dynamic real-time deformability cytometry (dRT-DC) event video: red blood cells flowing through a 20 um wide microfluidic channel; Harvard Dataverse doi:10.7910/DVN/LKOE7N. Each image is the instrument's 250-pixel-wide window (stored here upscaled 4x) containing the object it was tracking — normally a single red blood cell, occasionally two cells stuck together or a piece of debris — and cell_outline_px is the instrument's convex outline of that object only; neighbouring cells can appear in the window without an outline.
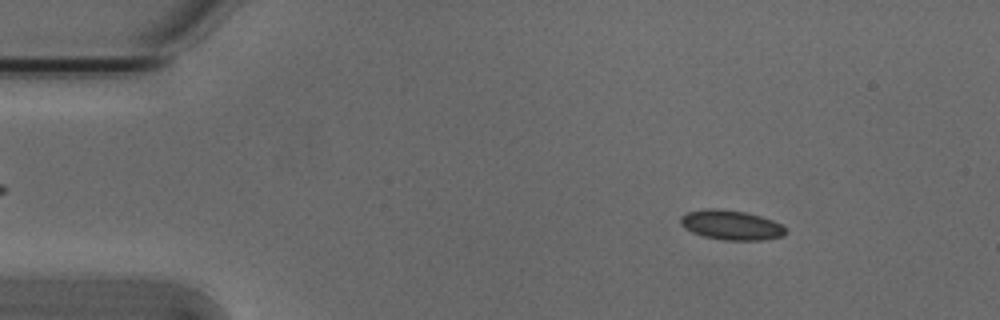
{"species": "Egyptian fruit bat (a non-hibernating species)", "species_latin": "Rousettus aegyptiacus", "temperature_condition": "cold", "stored_images_in_passage": 45, "camera_frame_rate_fps": 3000, "um_per_image_px": 0.085, "animal": {"sex": "male"}, "frame": {"image": 1, "passage_image": 5, "time_ms": 1.333, "image_size_px": [1000, 320], "cell_outline_px": [[784, 236], [760, 240], [724, 240], [704, 236], [692, 232], [684, 228], [680, 224], [680, 216], [688, 212], [708, 208], [716, 208], [744, 212], [760, 216], [772, 220], [780, 224], [784, 228]], "centroid_in_image_um": [62.1, 19.12], "position_along_channel_um": 22.9, "area_um2": 17.98}}
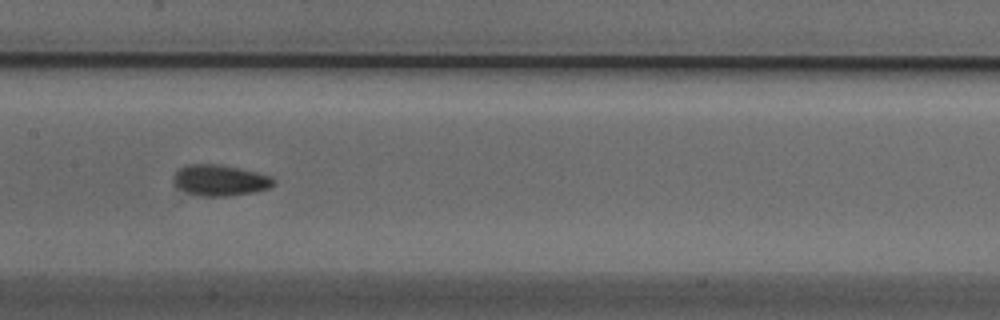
{"frame": {"image": 2, "passage_image": 24, "time_ms": 7.667, "image_size_px": [1000, 320], "cell_outline_px": [[276, 184], [268, 188], [256, 192], [228, 196], [196, 196], [172, 184], [172, 176], [184, 164], [220, 164], [240, 168], [272, 176], [276, 180]], "centroid_in_image_um": [18.7, 15.32], "position_along_channel_um": 188.7, "area_um2": 18.44}}
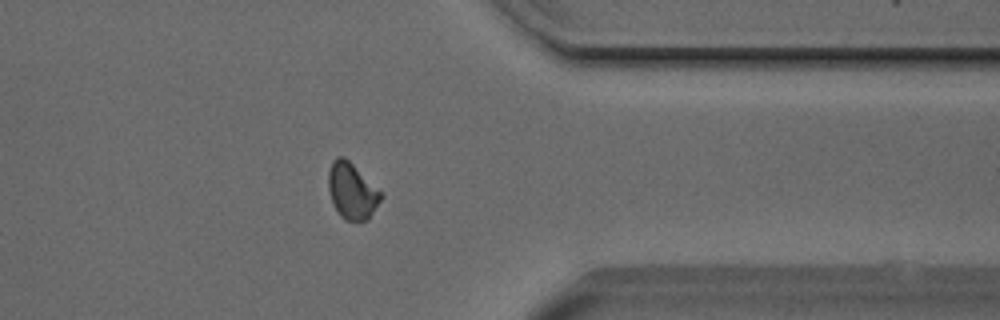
{"frame": {"image": 3, "passage_image": 40, "time_ms": 13.0, "image_size_px": [1000, 320], "cell_outline_px": [[384, 196], [368, 220], [344, 220], [340, 216], [332, 204], [328, 188], [328, 172], [332, 160], [336, 156], [344, 156]], "centroid_in_image_um": [29.88, 16.25], "position_along_channel_um": 381.5, "area_um2": 17.05}, "authors_computed_cell_mechanics": {"area_um2": 17.2822, "velocity_mm_per_s": 3.8183, "shape_relaxation_time_tau1_ms": 4.3922, "shape_relaxation_time_tau2_ms": 3.4734, "deformation_change_tau1": 0.0809, "deformation_change_tau2": 0.067}}